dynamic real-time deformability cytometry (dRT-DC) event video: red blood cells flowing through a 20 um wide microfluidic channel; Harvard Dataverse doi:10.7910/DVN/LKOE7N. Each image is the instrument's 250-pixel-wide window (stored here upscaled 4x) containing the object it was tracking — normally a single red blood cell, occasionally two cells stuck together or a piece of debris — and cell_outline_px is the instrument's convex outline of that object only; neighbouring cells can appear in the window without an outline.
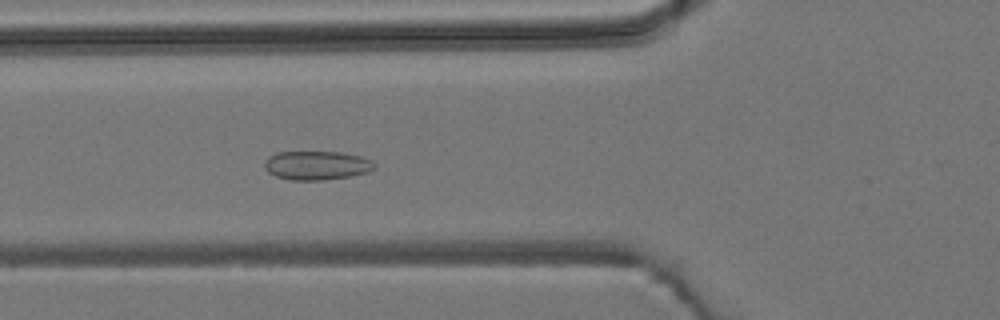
{"species": "common noctule bat (a hibernating species)", "species_latin": "Nyctalus noctula", "temperature_condition": "room temperature", "stored_images_in_passage": 6, "camera_frame_rate_fps": 3000, "um_per_image_px": 0.085, "animal": {"sex": "male", "body_mass_g": 19.2, "forearm_length_mm": 51.8}, "frame": {"image": 1, "passage_image": 6, "time_ms": 5.667, "image_size_px": [1000, 320], "cell_outline_px": [[376, 168], [368, 172], [352, 176], [324, 180], [292, 180], [276, 176], [268, 172], [264, 168], [264, 164], [268, 156], [276, 152], [340, 152], [360, 156], [372, 160], [376, 164]], "centroid_in_image_um": [26.94, 14.06], "position_along_channel_um": 98.9, "area_um2": 18.67}}